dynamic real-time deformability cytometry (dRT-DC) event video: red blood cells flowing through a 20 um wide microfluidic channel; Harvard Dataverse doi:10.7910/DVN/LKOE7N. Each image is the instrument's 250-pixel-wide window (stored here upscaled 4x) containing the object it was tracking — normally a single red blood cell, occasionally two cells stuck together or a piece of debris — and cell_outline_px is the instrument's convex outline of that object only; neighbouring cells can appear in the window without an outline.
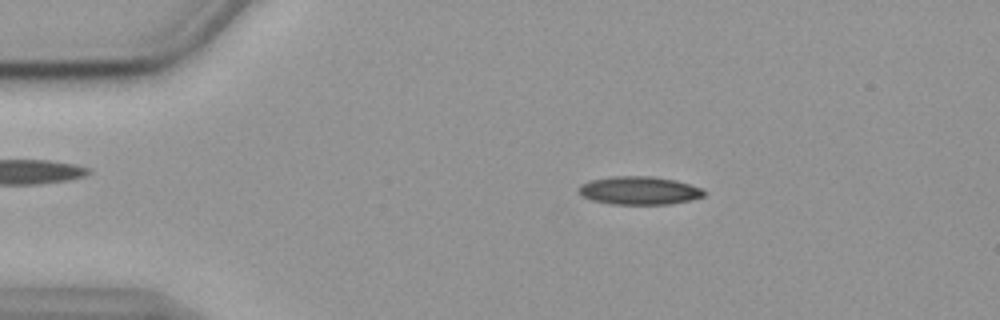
{"species": "common noctule bat (a hibernating species)", "species_latin": "Nyctalus noctula", "temperature_condition": "cold", "stored_images_in_passage": 53, "camera_frame_rate_fps": 3000, "um_per_image_px": 0.085, "animal": {"sex": "female", "body_mass_g": 19.9}, "frame": {"image": 1, "passage_image": 7, "time_ms": 2.0, "image_size_px": [1000, 320], "cell_outline_px": [[704, 196], [688, 200], [668, 204], [612, 204], [592, 200], [580, 196], [580, 184], [592, 180], [612, 176], [652, 176], [676, 180], [700, 188], [704, 192]], "centroid_in_image_um": [54.3, 16.19], "position_along_channel_um": 30.7, "area_um2": 20.35}}
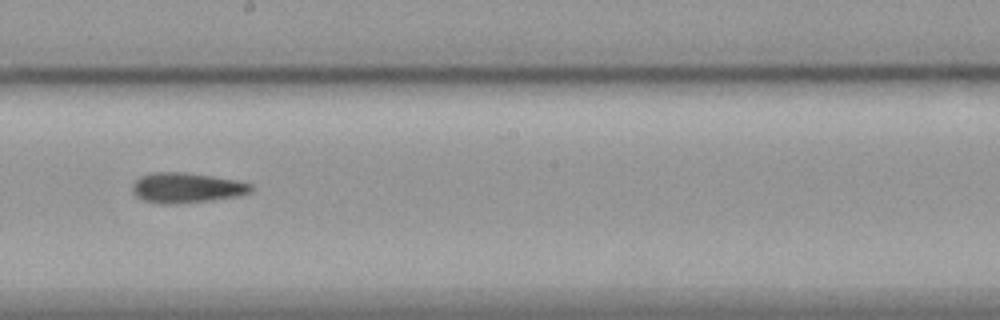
{"frame": {"image": 2, "passage_image": 28, "time_ms": 9.0, "image_size_px": [1000, 320], "cell_outline_px": [[252, 188], [248, 192], [236, 196], [208, 200], [168, 204], [164, 204], [144, 200], [136, 196], [132, 188], [132, 184], [140, 176], [152, 172], [188, 172], [236, 180], [252, 184]], "centroid_in_image_um": [15.82, 15.94], "position_along_channel_um": 232.4, "area_um2": 20.52}}
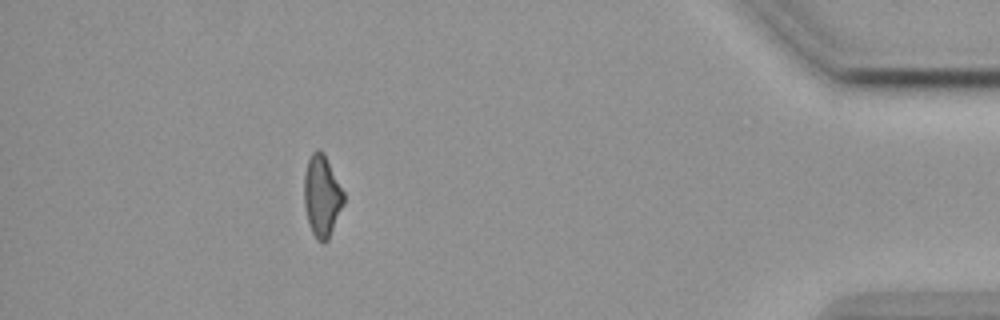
{"frame": {"image": 3, "passage_image": 47, "time_ms": 15.333, "image_size_px": [1000, 320], "cell_outline_px": [[344, 204], [328, 240], [324, 244], [316, 240], [308, 224], [304, 204], [304, 176], [308, 160], [312, 152], [316, 148], [324, 152], [344, 192]], "centroid_in_image_um": [27.36, 16.67], "position_along_channel_um": 407.8, "area_um2": 19.02}, "authors_computed_cell_mechanics": {"area_um2": 20.3456, "velocity_mm_per_s": 3.5864, "shape_relaxation_time_tau1_ms": null, "shape_relaxation_time_tau2_ms": 6.2091, "deformation_change_tau1": null, "deformation_change_tau2": 0.1648}}